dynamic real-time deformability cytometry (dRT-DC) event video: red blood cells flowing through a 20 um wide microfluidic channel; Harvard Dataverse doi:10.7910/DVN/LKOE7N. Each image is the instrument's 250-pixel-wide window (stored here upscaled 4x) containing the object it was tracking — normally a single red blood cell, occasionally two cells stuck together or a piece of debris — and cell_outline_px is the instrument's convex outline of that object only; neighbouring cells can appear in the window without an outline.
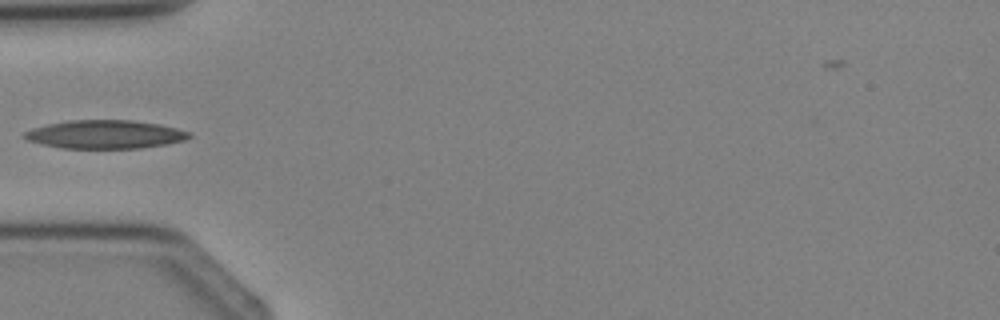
{"species": "Egyptian fruit bat (a non-hibernating species)", "species_latin": "Rousettus aegyptiacus", "temperature_condition": "cold", "stored_images_in_passage": 1, "camera_frame_rate_fps": 3000, "um_per_image_px": 0.085, "animal": {"sex": "female"}, "frame": {"image": 1, "passage_image": 1, "time_ms": 0.0, "image_size_px": [1000, 320], "cell_outline_px": [[192, 136], [184, 140], [164, 144], [140, 148], [60, 148], [28, 140], [20, 136], [24, 132], [32, 128], [48, 124], [68, 120], [132, 120], [160, 124], [192, 132]], "centroid_in_image_um": [8.93, 11.41], "position_along_channel_um": 76.1, "area_um2": 27.28}}